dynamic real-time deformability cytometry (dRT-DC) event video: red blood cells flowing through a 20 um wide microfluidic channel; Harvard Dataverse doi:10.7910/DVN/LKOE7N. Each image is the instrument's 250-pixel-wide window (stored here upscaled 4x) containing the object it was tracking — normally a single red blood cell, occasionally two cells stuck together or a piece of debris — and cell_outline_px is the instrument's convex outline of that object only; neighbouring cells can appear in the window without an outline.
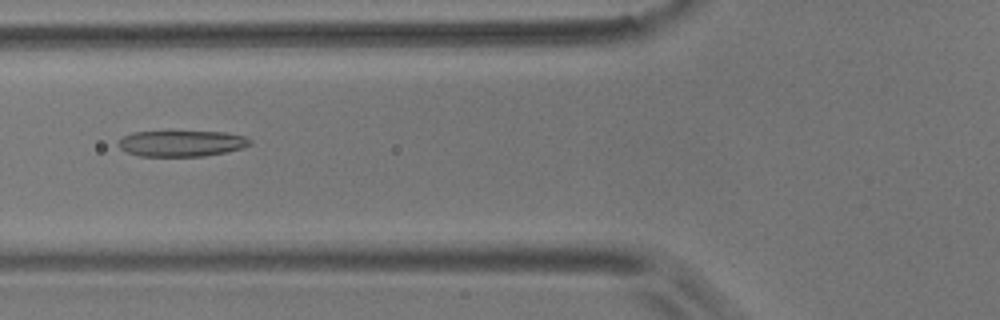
{"species": "common noctule bat (a hibernating species)", "species_latin": "Nyctalus noctula", "temperature_condition": "room temperature", "stored_images_in_passage": 57, "camera_frame_rate_fps": 3000, "um_per_image_px": 0.085, "animal": {"sex": "male", "body_mass_g": 17.9}, "frame": {"image": 1, "passage_image": 22, "time_ms": 7.0, "image_size_px": [1000, 320], "cell_outline_px": [[252, 144], [244, 148], [204, 156], [140, 156], [124, 152], [116, 144], [124, 136], [132, 132], [228, 132], [244, 136], [252, 140]], "centroid_in_image_um": [15.44, 12.2], "position_along_channel_um": 110.4, "area_um2": 20.0}}
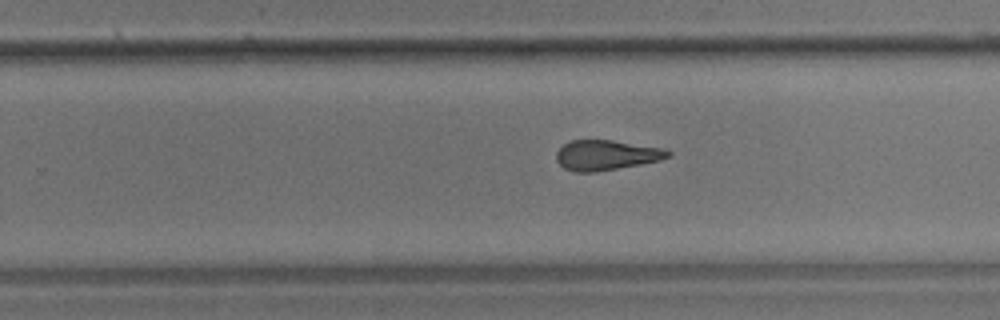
{"frame": {"image": 2, "passage_image": 36, "time_ms": 11.667, "image_size_px": [1000, 320], "cell_outline_px": [[672, 156], [660, 160], [640, 164], [592, 172], [576, 172], [564, 168], [556, 160], [556, 152], [564, 144], [572, 140], [612, 140], [664, 148], [672, 152]], "centroid_in_image_um": [51.55, 13.17], "position_along_channel_um": 278.3, "area_um2": 19.48}}
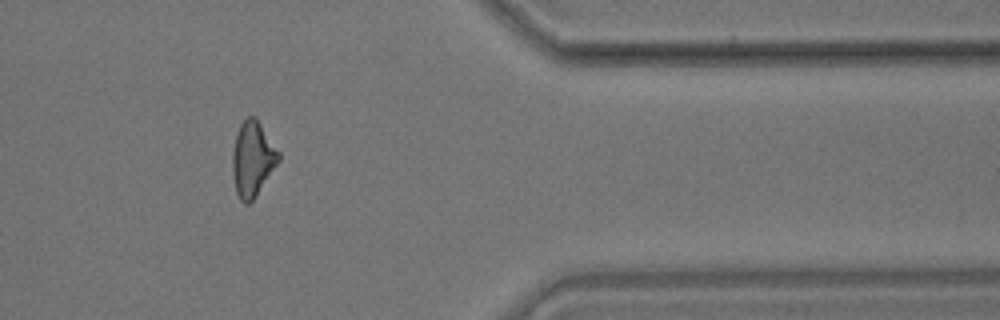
{"frame": {"image": 3, "passage_image": 47, "time_ms": 15.333, "image_size_px": [1000, 320], "cell_outline_px": [[280, 160], [256, 196], [248, 204], [244, 204], [240, 200], [236, 192], [232, 172], [232, 152], [236, 132], [240, 124], [248, 116], [256, 116], [280, 152]], "centroid_in_image_um": [21.47, 13.49], "position_along_channel_um": 389.9, "area_um2": 20.4}, "authors_computed_cell_mechanics": {"area_um2": 20.4612, "velocity_mm_per_s": 3.5937, "shape_relaxation_time_tau1_ms": 10.2286, "shape_relaxation_time_tau2_ms": 3.1634, "deformation_change_tau1": 0.2562, "deformation_change_tau2": 0.1336}}